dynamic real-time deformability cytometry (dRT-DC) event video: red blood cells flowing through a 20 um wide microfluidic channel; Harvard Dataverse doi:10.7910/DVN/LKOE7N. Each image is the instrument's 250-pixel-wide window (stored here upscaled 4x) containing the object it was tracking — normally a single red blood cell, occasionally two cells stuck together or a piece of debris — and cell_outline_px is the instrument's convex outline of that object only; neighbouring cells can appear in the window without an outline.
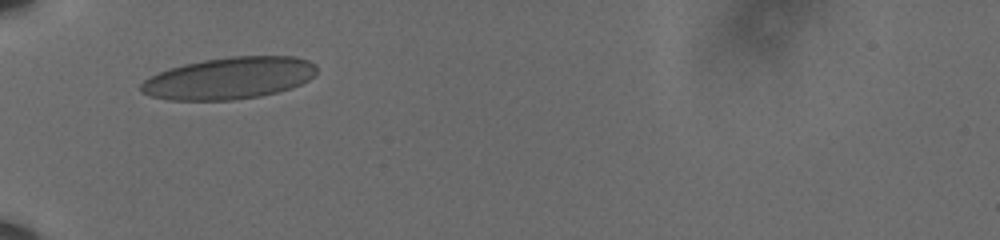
{"species": "human", "species_latin": "Homo sapiens", "temperature_condition": "cold", "stored_images_in_passage": 31, "camera_frame_rate_fps": 3000, "um_per_image_px": 0.085, "donor": {"sex": "male"}, "frame": {"image": 1, "passage_image": 1, "time_ms": 0.0, "image_size_px": [1000, 240], "cell_outline_px": [[316, 72], [308, 80], [292, 88], [260, 96], [232, 100], [172, 100], [152, 96], [140, 92], [140, 84], [148, 76], [168, 68], [184, 64], [204, 60], [232, 56], [296, 56], [308, 60], [316, 64]], "centroid_in_image_um": [19.47, 6.64], "position_along_channel_um": 65.5, "area_um2": 43.0}}
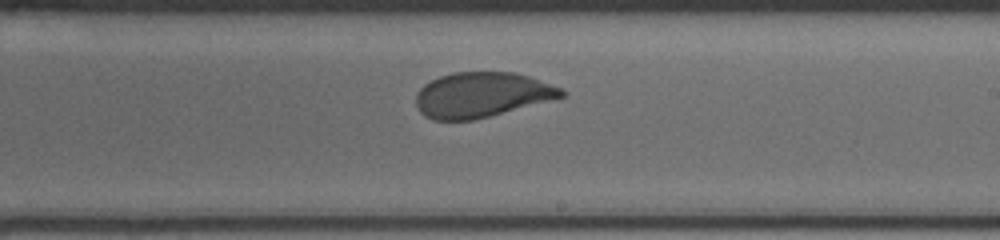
{"frame": {"image": 2, "passage_image": 17, "time_ms": 5.333, "image_size_px": [1000, 240], "cell_outline_px": [[568, 92], [564, 96], [488, 116], [472, 120], [432, 120], [424, 116], [420, 112], [416, 104], [416, 92], [424, 84], [440, 76], [452, 72], [516, 72], [528, 76], [560, 88]], "centroid_in_image_um": [40.89, 8.05], "position_along_channel_um": 248.1, "area_um2": 37.86}}
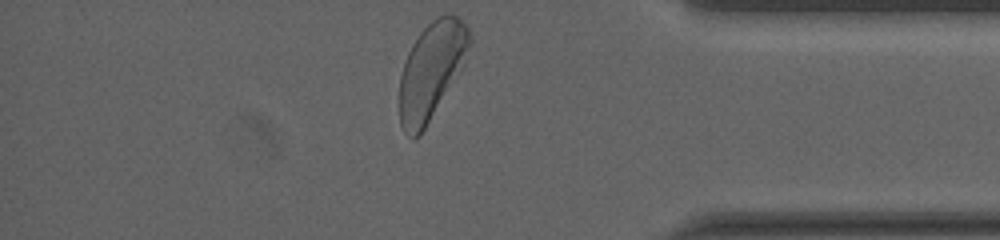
{"frame": {"image": 3, "passage_image": 31, "time_ms": 10.0, "image_size_px": [1000, 240], "cell_outline_px": [[472, 40], [464, 64], [420, 136], [412, 140], [404, 132], [400, 124], [400, 76], [408, 52], [412, 44], [420, 32], [432, 20], [448, 12], [456, 16], [468, 28]], "centroid_in_image_um": [36.66, 6.01], "position_along_channel_um": 398.5, "area_um2": 39.25}, "authors_computed_cell_mechanics": {"area_um2": 39.304, "velocity_mm_per_s": 3.5815, "shape_relaxation_time_tau1_ms": 4.5224, "shape_relaxation_time_tau2_ms": null, "deformation_change_tau1": 0.1312, "deformation_change_tau2": null}}